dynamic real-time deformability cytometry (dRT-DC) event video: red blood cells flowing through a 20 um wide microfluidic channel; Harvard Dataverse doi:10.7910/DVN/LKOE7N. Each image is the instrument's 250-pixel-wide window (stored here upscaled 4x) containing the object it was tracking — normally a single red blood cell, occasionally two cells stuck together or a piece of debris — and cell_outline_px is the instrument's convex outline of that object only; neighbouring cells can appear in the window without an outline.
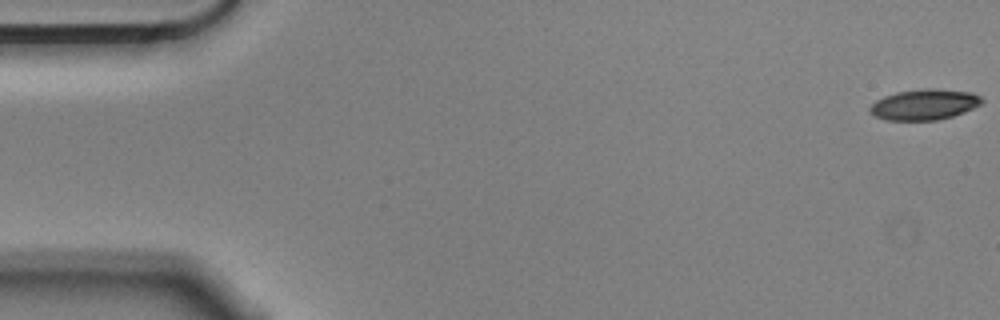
{"species": "Egyptian fruit bat (a non-hibernating species)", "species_latin": "Rousettus aegyptiacus", "temperature_condition": "cold", "stored_images_in_passage": 8, "camera_frame_rate_fps": 3000, "um_per_image_px": 0.085, "animal": {"sex": "male"}, "frame": {"image": 1, "passage_image": 1, "time_ms": 0.0, "image_size_px": [1000, 320], "cell_outline_px": [[984, 100], [980, 104], [964, 112], [952, 116], [936, 120], [888, 120], [876, 116], [868, 112], [868, 108], [876, 100], [884, 96], [896, 92], [924, 88], [936, 88], [972, 92], [980, 96]], "centroid_in_image_um": [78.56, 8.87], "position_along_channel_um": 6.4, "area_um2": 20.06}}